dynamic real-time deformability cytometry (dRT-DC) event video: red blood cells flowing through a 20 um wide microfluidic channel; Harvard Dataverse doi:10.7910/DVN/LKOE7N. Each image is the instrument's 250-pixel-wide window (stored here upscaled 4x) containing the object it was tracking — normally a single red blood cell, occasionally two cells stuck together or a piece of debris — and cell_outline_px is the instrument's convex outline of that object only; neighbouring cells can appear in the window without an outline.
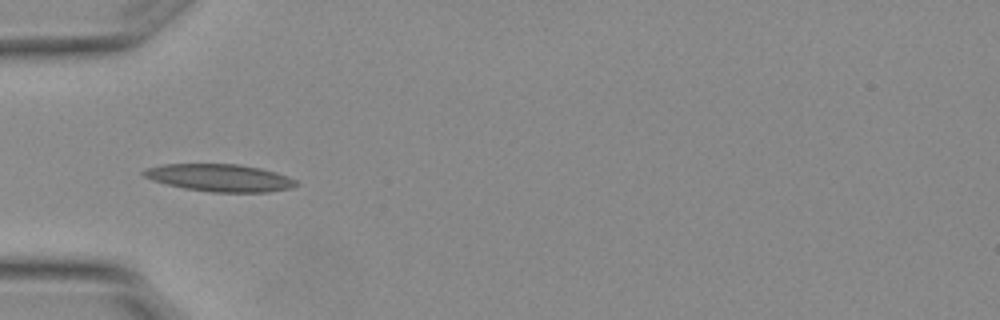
{"species": "Egyptian fruit bat (a non-hibernating species)", "species_latin": "Rousettus aegyptiacus", "temperature_condition": "warm", "stored_images_in_passage": 5, "camera_frame_rate_fps": 3000, "um_per_image_px": 0.085, "animal": {"sex": "female"}, "frame": {"image": 1, "passage_image": 3, "time_ms": 0.667, "image_size_px": [1000, 320], "cell_outline_px": [[300, 184], [292, 188], [268, 192], [212, 192], [184, 188], [152, 180], [144, 176], [140, 172], [148, 168], [164, 164], [236, 164], [260, 168], [276, 172], [288, 176], [296, 180]], "centroid_in_image_um": [18.72, 15.11], "position_along_channel_um": 66.3, "area_um2": 24.28}}
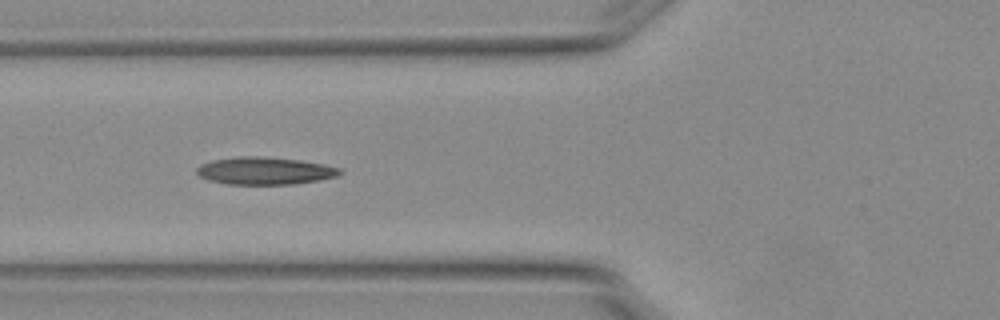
{"frame": {"image": 2, "passage_image": 4, "time_ms": 1.0, "image_size_px": [1000, 320], "cell_outline_px": [[344, 172], [336, 176], [296, 184], [228, 184], [208, 180], [200, 176], [196, 172], [196, 168], [200, 164], [212, 160], [236, 156], [260, 156], [300, 160], [324, 164], [340, 168]], "centroid_in_image_um": [22.48, 14.51], "position_along_channel_um": 103.3, "area_um2": 22.95}}
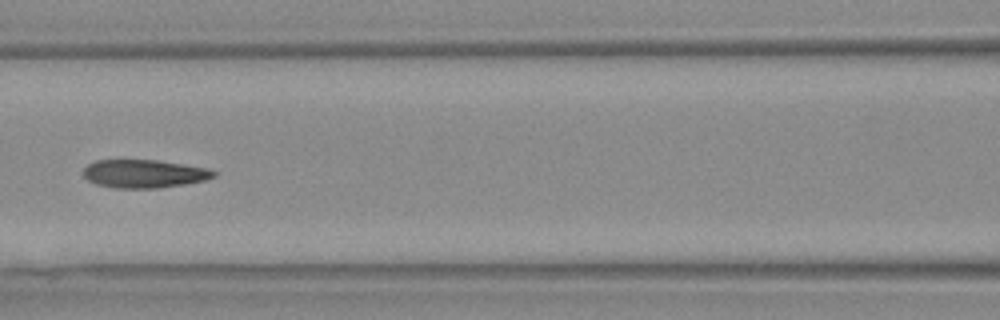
{"frame": {"image": 3, "passage_image": 5, "time_ms": 1.333, "image_size_px": [1000, 320], "cell_outline_px": [[216, 176], [204, 180], [184, 184], [156, 188], [112, 188], [96, 184], [88, 180], [84, 176], [84, 168], [88, 164], [96, 160], [156, 160], [208, 168], [216, 172]], "centroid_in_image_um": [12.23, 14.77], "position_along_channel_um": 154.4, "area_um2": 21.33}}